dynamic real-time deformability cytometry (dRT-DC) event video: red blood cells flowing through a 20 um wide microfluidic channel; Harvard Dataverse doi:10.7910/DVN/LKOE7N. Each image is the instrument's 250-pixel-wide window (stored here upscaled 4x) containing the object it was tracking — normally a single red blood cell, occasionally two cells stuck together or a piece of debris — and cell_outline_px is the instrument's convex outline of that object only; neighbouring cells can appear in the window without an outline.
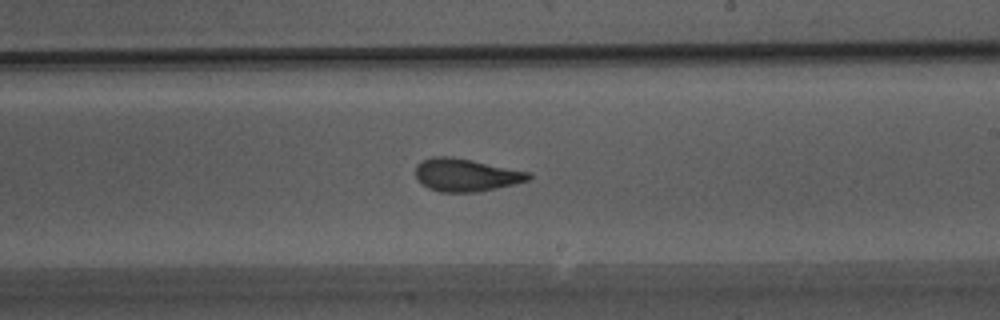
{"species": "Egyptian fruit bat (a non-hibernating species)", "species_latin": "Rousettus aegyptiacus", "temperature_condition": "warm", "stored_images_in_passage": 45, "camera_frame_rate_fps": 3000, "um_per_image_px": 0.085, "animal": {"sex": "male"}, "frame": {"image": 1, "passage_image": 26, "time_ms": 8.333, "image_size_px": [1000, 320], "cell_outline_px": [[532, 176], [528, 180], [496, 188], [476, 192], [440, 192], [428, 188], [420, 184], [416, 176], [416, 164], [432, 156], [448, 156], [472, 160], [532, 172]], "centroid_in_image_um": [39.59, 14.87], "position_along_channel_um": 249.4, "area_um2": 21.62}}